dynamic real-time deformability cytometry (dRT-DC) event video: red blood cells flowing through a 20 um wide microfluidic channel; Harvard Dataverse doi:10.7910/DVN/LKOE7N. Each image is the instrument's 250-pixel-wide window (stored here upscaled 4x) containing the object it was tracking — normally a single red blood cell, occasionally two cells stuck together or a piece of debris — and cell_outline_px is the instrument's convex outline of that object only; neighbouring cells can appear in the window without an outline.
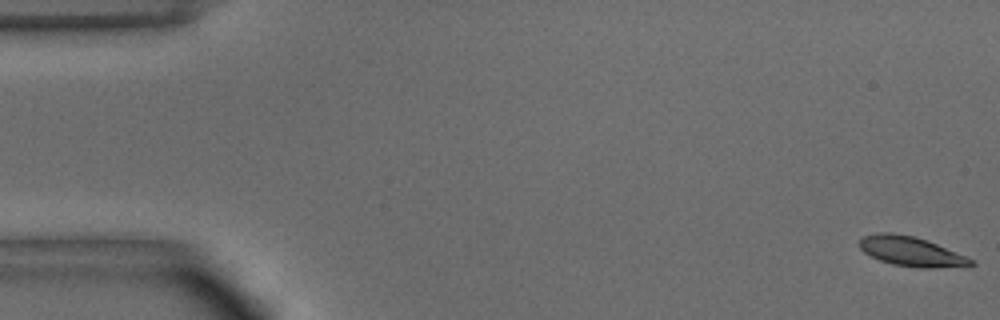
{"species": "common noctule bat (a hibernating species)", "species_latin": "Nyctalus noctula", "temperature_condition": "warm", "stored_images_in_passage": 10, "camera_frame_rate_fps": 3000, "um_per_image_px": 0.085, "animal": {"sex": "male", "body_mass_g": 15.6}, "frame": {"image": 1, "passage_image": 1, "time_ms": 0.0, "image_size_px": [1000, 320], "cell_outline_px": [[972, 264], [896, 264], [872, 256], [860, 248], [860, 240], [868, 236], [912, 236], [924, 240], [944, 248], [972, 260]], "centroid_in_image_um": [77.33, 21.34], "position_along_channel_um": 7.7, "area_um2": 15.84}}